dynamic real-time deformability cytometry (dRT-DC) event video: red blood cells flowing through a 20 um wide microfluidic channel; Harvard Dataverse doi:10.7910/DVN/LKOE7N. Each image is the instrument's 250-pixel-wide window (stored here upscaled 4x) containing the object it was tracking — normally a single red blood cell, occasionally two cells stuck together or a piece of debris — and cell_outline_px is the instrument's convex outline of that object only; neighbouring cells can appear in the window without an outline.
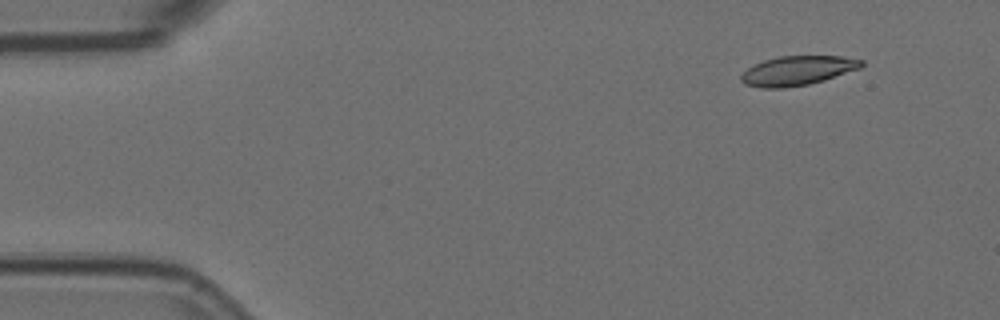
{"species": "Egyptian fruit bat (a non-hibernating species)", "species_latin": "Rousettus aegyptiacus", "temperature_condition": "room temperature", "stored_images_in_passage": 6, "camera_frame_rate_fps": 3000, "um_per_image_px": 0.085, "animal": {"sex": "female"}, "frame": {"image": 1, "passage_image": 2, "time_ms": 0.333, "image_size_px": [1000, 320], "cell_outline_px": [[864, 64], [860, 68], [824, 80], [808, 84], [784, 88], [764, 88], [744, 84], [740, 80], [740, 76], [748, 68], [764, 60], [780, 56], [840, 56], [864, 60]], "centroid_in_image_um": [67.79, 6.0], "position_along_channel_um": 17.2, "area_um2": 20.46}}
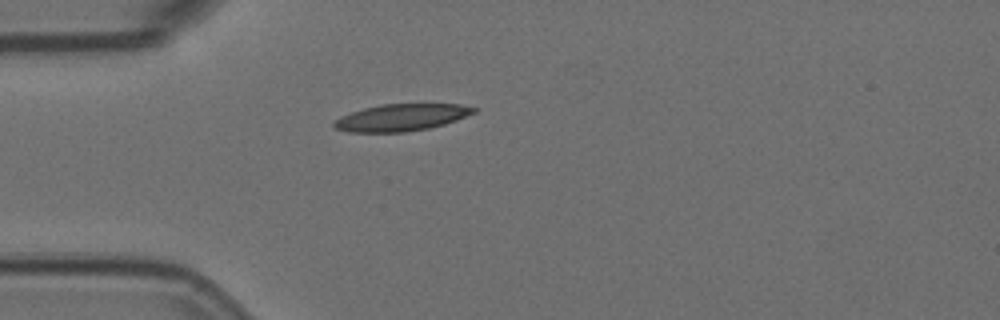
{"frame": {"image": 2, "passage_image": 4, "time_ms": 1.0, "image_size_px": [1000, 320], "cell_outline_px": [[476, 112], [456, 120], [444, 124], [428, 128], [404, 132], [348, 132], [332, 128], [332, 124], [340, 116], [364, 108], [380, 104], [460, 104], [476, 108]], "centroid_in_image_um": [34.08, 9.99], "position_along_channel_um": 50.9, "area_um2": 21.91}}
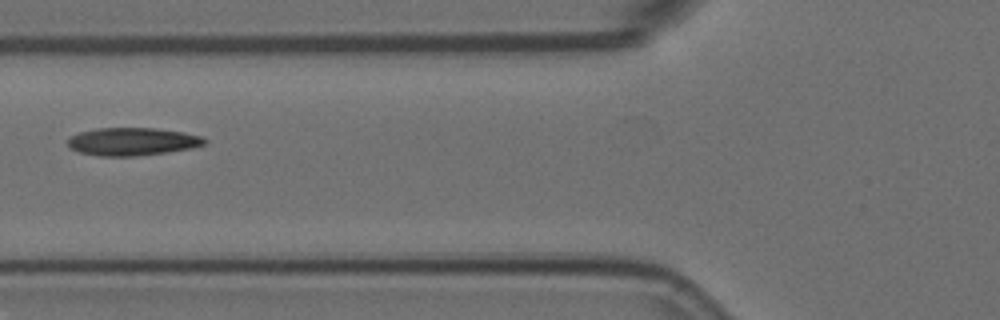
{"frame": {"image": 3, "passage_image": 6, "time_ms": 1.667, "image_size_px": [1000, 320], "cell_outline_px": [[208, 140], [204, 144], [188, 148], [164, 152], [136, 156], [100, 156], [80, 152], [72, 148], [68, 144], [68, 136], [80, 132], [96, 128], [156, 128], [184, 132], [200, 136]], "centroid_in_image_um": [11.22, 12.02], "position_along_channel_um": 114.6, "area_um2": 21.96}}